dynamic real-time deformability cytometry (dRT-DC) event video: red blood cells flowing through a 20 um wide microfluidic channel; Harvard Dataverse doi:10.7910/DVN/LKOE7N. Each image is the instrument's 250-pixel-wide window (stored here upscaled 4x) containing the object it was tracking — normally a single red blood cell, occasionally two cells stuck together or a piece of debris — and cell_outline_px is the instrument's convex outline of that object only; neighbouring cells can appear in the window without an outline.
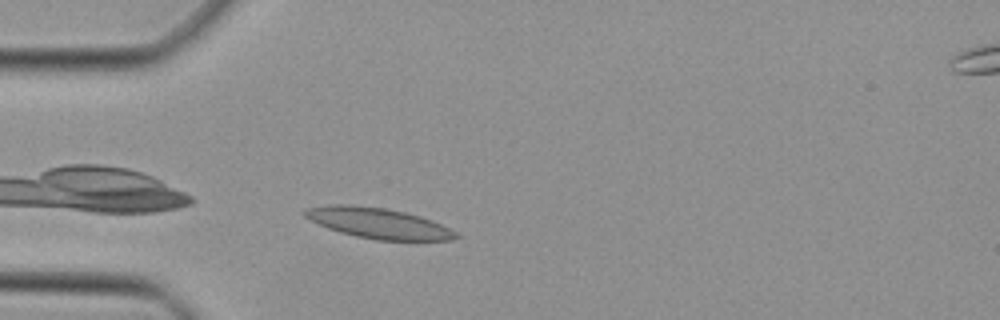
{"species": "Egyptian fruit bat (a non-hibernating species)", "species_latin": "Rousettus aegyptiacus", "temperature_condition": "cold", "stored_images_in_passage": 35, "camera_frame_rate_fps": 3000, "um_per_image_px": 0.085, "animal": {"sex": "female"}, "frame": {"image": 1, "passage_image": 1, "time_ms": 0.0, "image_size_px": [1000, 320], "cell_outline_px": [[460, 236], [448, 240], [376, 240], [356, 236], [340, 232], [328, 228], [304, 216], [300, 212], [308, 208], [332, 204], [352, 204], [384, 208], [404, 212], [420, 216], [432, 220], [456, 232]], "centroid_in_image_um": [32.13, 18.96], "position_along_channel_um": 52.9, "area_um2": 26.65}}
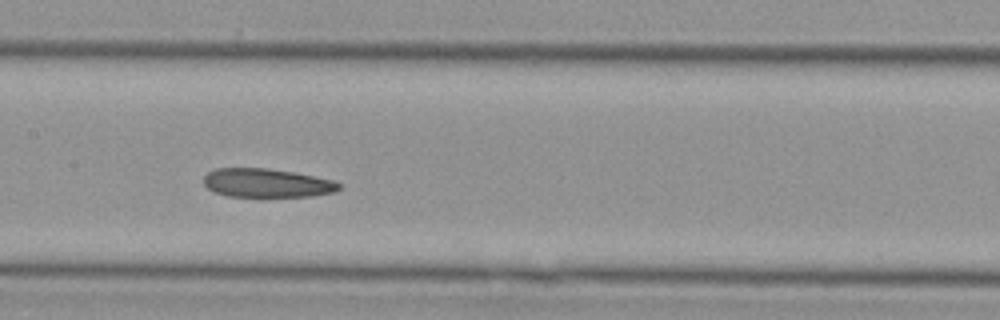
{"frame": {"image": 2, "passage_image": 11, "time_ms": 3.333, "image_size_px": [1000, 320], "cell_outline_px": [[340, 188], [332, 192], [312, 196], [228, 196], [216, 192], [208, 188], [204, 184], [204, 176], [208, 172], [216, 168], [268, 168], [292, 172], [332, 180], [340, 184]], "centroid_in_image_um": [22.64, 15.55], "position_along_channel_um": 184.8, "area_um2": 22.31}}
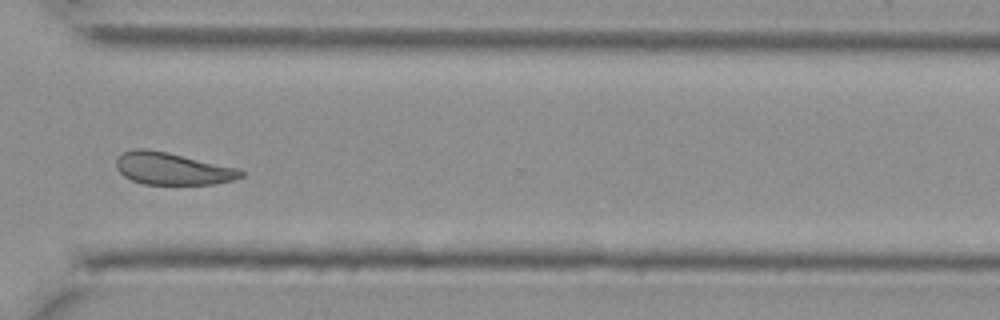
{"frame": {"image": 3, "passage_image": 23, "time_ms": 7.333, "image_size_px": [1000, 320], "cell_outline_px": [[244, 176], [236, 180], [216, 184], [144, 184], [132, 180], [124, 176], [116, 168], [116, 160], [124, 152], [136, 148], [144, 148], [168, 152], [240, 168], [244, 172]], "centroid_in_image_um": [14.71, 14.34], "position_along_channel_um": 355.9, "area_um2": 23.58}}